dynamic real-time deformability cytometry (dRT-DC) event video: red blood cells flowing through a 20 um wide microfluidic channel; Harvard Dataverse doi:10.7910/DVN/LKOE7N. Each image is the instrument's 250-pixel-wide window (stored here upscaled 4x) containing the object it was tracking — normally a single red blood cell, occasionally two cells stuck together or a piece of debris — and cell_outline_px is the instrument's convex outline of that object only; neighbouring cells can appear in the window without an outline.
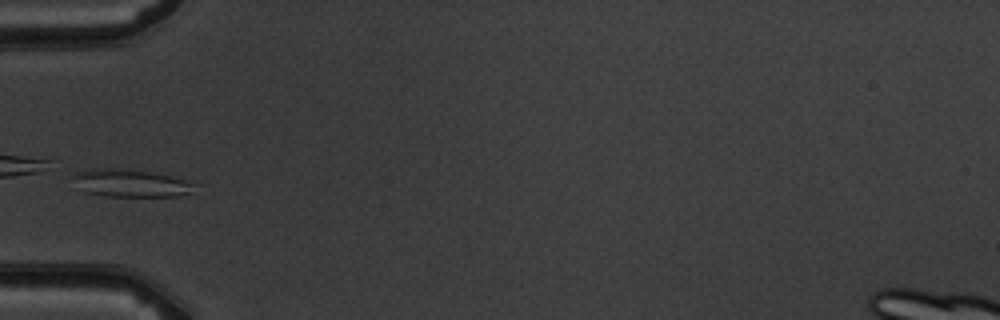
{"species": "common noctule bat (a hibernating species)", "species_latin": "Nyctalus noctula", "temperature_condition": "warm", "stored_images_in_passage": 3, "camera_frame_rate_fps": 3000, "um_per_image_px": 0.085, "animal": {"sex": "male", "body_mass_g": 19.5, "forearm_length_mm": 54.6}, "frame": {"image": 1, "passage_image": 2, "time_ms": 1.333, "image_size_px": [1000, 320], "cell_outline_px": [[200, 184], [188, 192], [176, 196], [104, 196], [84, 192], [76, 188], [72, 176], [76, 172], [92, 168], [124, 168], [196, 180]], "centroid_in_image_um": [11.11, 15.55], "position_along_channel_um": 73.9, "area_um2": 20.06}}
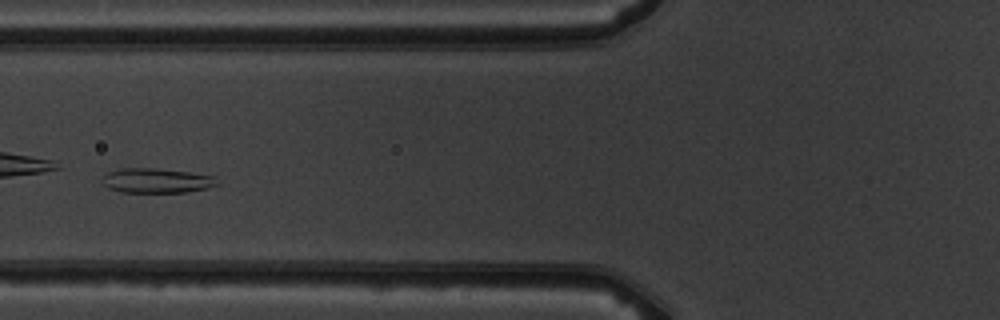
{"frame": {"image": 2, "passage_image": 3, "time_ms": 2.333, "image_size_px": [1000, 320], "cell_outline_px": [[220, 184], [208, 188], [184, 192], [120, 192], [108, 188], [104, 184], [100, 176], [108, 172], [120, 168], [156, 168], [188, 172], [212, 176]], "centroid_in_image_um": [13.26, 15.35], "position_along_channel_um": 112.5, "area_um2": 16.53}}